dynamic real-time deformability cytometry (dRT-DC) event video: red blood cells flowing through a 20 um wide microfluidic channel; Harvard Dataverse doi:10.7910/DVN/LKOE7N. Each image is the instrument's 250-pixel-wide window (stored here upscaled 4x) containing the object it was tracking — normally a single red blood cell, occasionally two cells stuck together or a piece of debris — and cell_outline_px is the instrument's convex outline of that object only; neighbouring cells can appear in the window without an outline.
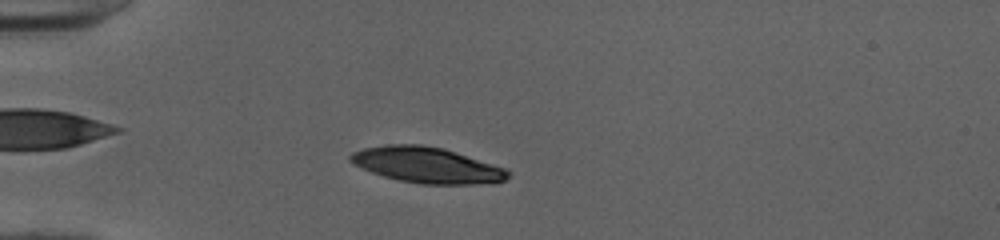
{"species": "human", "species_latin": "Homo sapiens", "temperature_condition": "cold", "stored_images_in_passage": 48, "camera_frame_rate_fps": 3000, "um_per_image_px": 0.085, "donor": {"sex": "female"}, "frame": {"image": 1, "passage_image": 12, "time_ms": 3.667, "image_size_px": [1000, 240], "cell_outline_px": [[508, 176], [504, 180], [472, 184], [420, 184], [400, 180], [384, 176], [372, 172], [352, 164], [348, 160], [348, 156], [352, 152], [364, 148], [384, 144], [420, 144], [444, 148], [508, 168]], "centroid_in_image_um": [36.25, 14.01], "position_along_channel_um": 48.8, "area_um2": 32.89}}
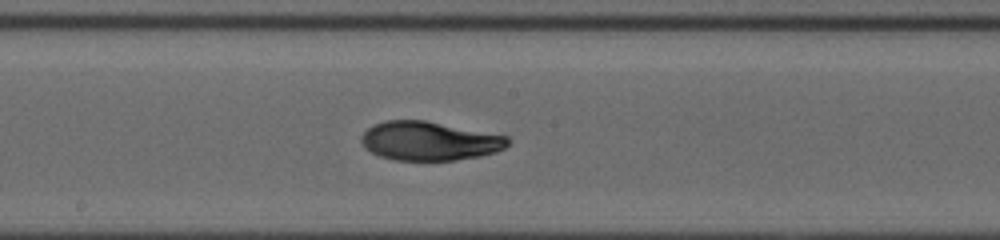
{"frame": {"image": 2, "passage_image": 26, "time_ms": 8.333, "image_size_px": [1000, 240], "cell_outline_px": [[508, 144], [504, 148], [496, 152], [480, 156], [456, 160], [396, 160], [380, 156], [364, 148], [360, 140], [360, 136], [372, 124], [384, 120], [424, 120], [508, 136]], "centroid_in_image_um": [36.46, 11.98], "position_along_channel_um": 211.7, "area_um2": 33.23}}
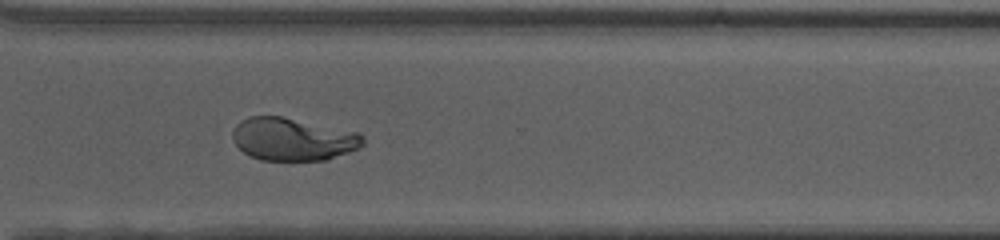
{"frame": {"image": 3, "passage_image": 36, "time_ms": 11.667, "image_size_px": [1000, 240], "cell_outline_px": [[364, 144], [360, 148], [328, 160], [260, 160], [244, 152], [232, 140], [232, 132], [236, 124], [240, 120], [248, 116], [280, 116], [360, 132], [364, 136]], "centroid_in_image_um": [24.92, 11.83], "position_along_channel_um": 345.7, "area_um2": 32.71}, "authors_computed_cell_mechanics": {"area_um2": 33.1772, "velocity_mm_per_s": 4.0272, "shape_relaxation_time_tau1_ms": 6.8806, "shape_relaxation_time_tau2_ms": 1.6136, "deformation_change_tau1": 0.2401, "deformation_change_tau2": 0.0649}}